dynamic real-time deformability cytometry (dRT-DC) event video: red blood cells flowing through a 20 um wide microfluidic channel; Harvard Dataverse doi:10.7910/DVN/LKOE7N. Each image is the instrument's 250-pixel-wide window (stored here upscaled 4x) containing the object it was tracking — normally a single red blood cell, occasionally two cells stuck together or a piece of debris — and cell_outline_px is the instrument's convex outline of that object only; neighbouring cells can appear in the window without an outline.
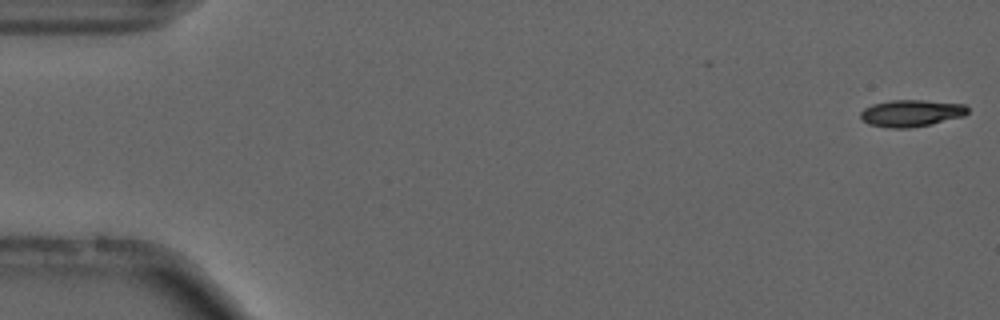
{"species": "common noctule bat (a hibernating species)", "species_latin": "Nyctalus noctula", "temperature_condition": "cold", "stored_images_in_passage": 55, "camera_frame_rate_fps": 3000, "um_per_image_px": 0.085, "animal": {"sex": "male", "forearm_length_mm": 52.5}, "frame": {"image": 1, "passage_image": 1, "time_ms": 0.0, "image_size_px": [1000, 320], "cell_outline_px": [[968, 112], [964, 116], [932, 124], [908, 128], [888, 128], [868, 124], [860, 116], [860, 112], [864, 108], [872, 104], [892, 100], [924, 100], [964, 104], [968, 108]], "centroid_in_image_um": [77.46, 9.62], "position_along_channel_um": 7.5, "area_um2": 16.82}}
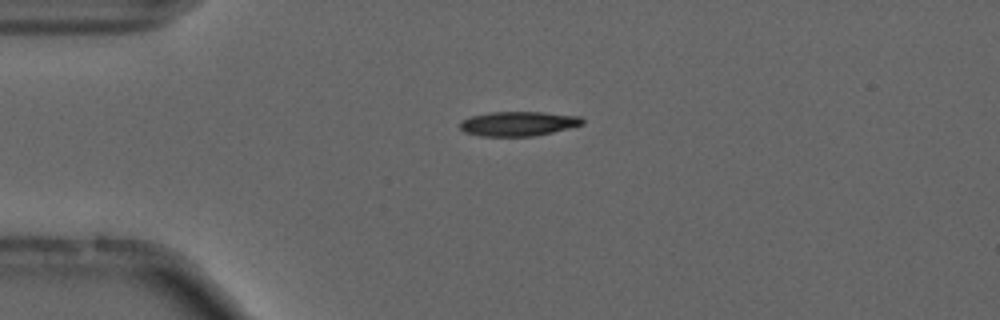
{"frame": {"image": 2, "passage_image": 13, "time_ms": 4.0, "image_size_px": [1000, 320], "cell_outline_px": [[584, 124], [552, 132], [532, 136], [480, 136], [464, 132], [460, 128], [460, 120], [472, 116], [488, 112], [540, 112], [580, 116], [584, 120]], "centroid_in_image_um": [44.03, 10.51], "position_along_channel_um": 41.0, "area_um2": 17.46}}